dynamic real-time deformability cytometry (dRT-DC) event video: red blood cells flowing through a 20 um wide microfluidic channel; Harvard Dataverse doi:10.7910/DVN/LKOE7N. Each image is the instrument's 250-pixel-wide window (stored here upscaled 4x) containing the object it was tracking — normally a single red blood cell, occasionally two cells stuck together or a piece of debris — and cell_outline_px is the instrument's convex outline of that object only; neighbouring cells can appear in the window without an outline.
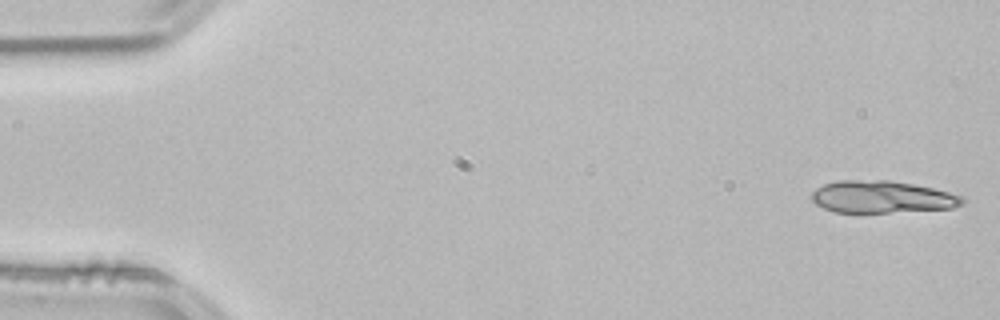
{"species": "common noctule bat (a hibernating species)", "species_latin": "Nyctalus noctula", "temperature_condition": "room temperature", "stored_images_in_passage": 13, "camera_frame_rate_fps": 3000, "um_per_image_px": 0.085, "animal": {"sex": "male", "body_mass_g": 21.5, "forearm_length_mm": 52.0}, "frame": {"image": 1, "passage_image": 1, "time_ms": 0.0, "image_size_px": [1000, 320], "cell_outline_px": [[964, 204], [952, 208], [888, 212], [836, 212], [824, 208], [816, 204], [808, 196], [816, 188], [824, 184], [836, 180], [888, 180], [912, 184], [932, 188], [964, 196]], "centroid_in_image_um": [74.93, 16.73], "position_along_channel_um": 10.1, "area_um2": 28.21}}